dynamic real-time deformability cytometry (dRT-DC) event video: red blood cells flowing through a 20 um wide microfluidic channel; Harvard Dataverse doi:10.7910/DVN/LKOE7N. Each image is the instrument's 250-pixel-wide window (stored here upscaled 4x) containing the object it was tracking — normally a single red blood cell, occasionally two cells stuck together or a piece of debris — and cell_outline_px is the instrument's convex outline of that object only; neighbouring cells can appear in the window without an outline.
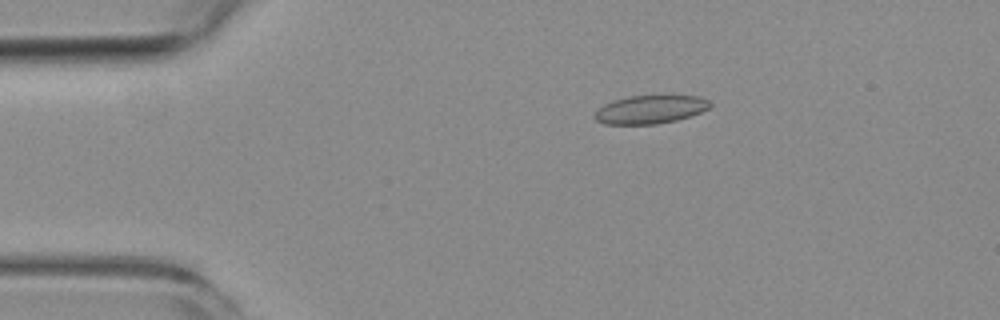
{"species": "common noctule bat (a hibernating species)", "species_latin": "Nyctalus noctula", "temperature_condition": "room temperature", "stored_images_in_passage": 4, "camera_frame_rate_fps": 3000, "um_per_image_px": 0.085, "animal": {"sex": "female", "body_mass_g": 19.3, "forearm_length_mm": 54.1}, "frame": {"image": 1, "passage_image": 3, "time_ms": 3.0, "image_size_px": [1000, 320], "cell_outline_px": [[712, 104], [708, 108], [700, 112], [676, 120], [656, 124], [604, 124], [596, 120], [596, 108], [604, 104], [616, 100], [632, 96], [700, 96], [708, 100]], "centroid_in_image_um": [55.27, 9.31], "position_along_channel_um": 29.7, "area_um2": 18.73}}